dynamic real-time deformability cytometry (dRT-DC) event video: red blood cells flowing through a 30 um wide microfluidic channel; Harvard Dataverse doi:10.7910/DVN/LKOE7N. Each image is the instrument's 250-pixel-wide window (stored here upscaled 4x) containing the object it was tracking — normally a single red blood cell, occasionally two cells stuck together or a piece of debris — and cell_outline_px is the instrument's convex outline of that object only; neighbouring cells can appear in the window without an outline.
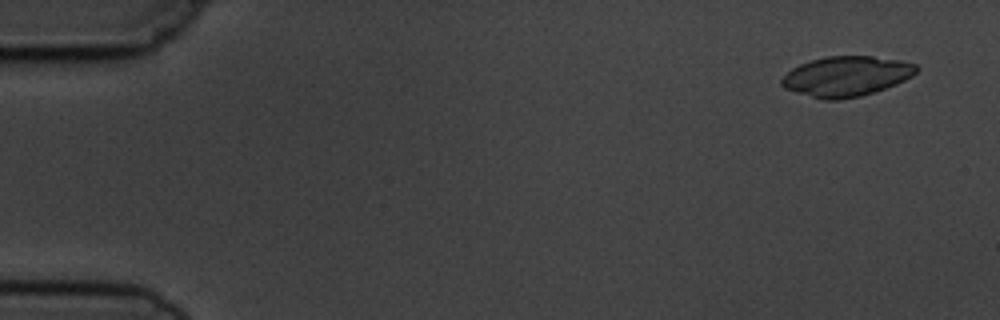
{"species": "common noctule bat (a hibernating species)", "species_latin": "Nyctalus noctula", "temperature_condition": "cold", "stored_images_in_passage": 4, "camera_frame_rate_fps": 3000, "um_per_image_px": 0.085, "animal": {"sex": "male", "body_mass_g": 19.5, "forearm_length_mm": 54.6}, "frame": {"image": 1, "passage_image": 1, "time_ms": 0.0, "image_size_px": [1000, 320], "cell_outline_px": [[920, 68], [912, 76], [896, 84], [860, 96], [840, 100], [820, 100], [784, 88], [780, 84], [780, 80], [792, 68], [800, 64], [812, 60], [828, 56], [872, 56], [900, 60], [916, 64]], "centroid_in_image_um": [71.93, 6.49], "position_along_channel_um": 13.1, "area_um2": 31.44}}